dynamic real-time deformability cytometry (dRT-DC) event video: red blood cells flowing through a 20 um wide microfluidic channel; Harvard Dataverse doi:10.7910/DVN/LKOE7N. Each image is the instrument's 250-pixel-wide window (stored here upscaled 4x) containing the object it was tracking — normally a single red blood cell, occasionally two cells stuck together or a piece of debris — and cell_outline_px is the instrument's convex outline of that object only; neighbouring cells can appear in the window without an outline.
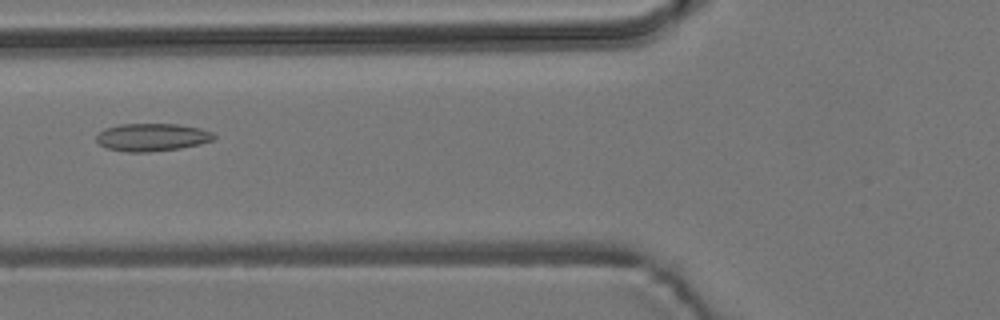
{"species": "common noctule bat (a hibernating species)", "species_latin": "Nyctalus noctula", "temperature_condition": "room temperature", "stored_images_in_passage": 3, "camera_frame_rate_fps": 3000, "um_per_image_px": 0.085, "animal": {"sex": "male", "body_mass_g": 19.2, "forearm_length_mm": 51.8}, "frame": {"image": 1, "passage_image": 3, "time_ms": 2.333, "image_size_px": [1000, 320], "cell_outline_px": [[216, 136], [212, 140], [200, 144], [180, 148], [148, 152], [128, 152], [108, 148], [100, 144], [96, 140], [96, 136], [104, 128], [120, 124], [176, 124], [200, 128], [212, 132]], "centroid_in_image_um": [12.92, 11.66], "position_along_channel_um": 112.9, "area_um2": 18.9}}